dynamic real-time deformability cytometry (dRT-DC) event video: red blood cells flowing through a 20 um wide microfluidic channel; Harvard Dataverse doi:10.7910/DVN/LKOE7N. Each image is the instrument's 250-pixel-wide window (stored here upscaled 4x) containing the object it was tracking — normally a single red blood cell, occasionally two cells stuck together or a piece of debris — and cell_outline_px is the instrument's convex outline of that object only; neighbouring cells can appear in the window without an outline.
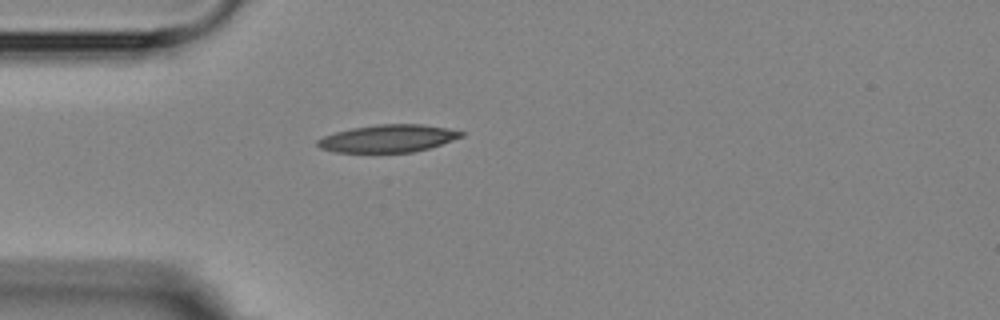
{"species": "Egyptian fruit bat (a non-hibernating species)", "species_latin": "Rousettus aegyptiacus", "temperature_condition": "room temperature", "stored_images_in_passage": 1, "camera_frame_rate_fps": 3000, "um_per_image_px": 0.085, "animal": {"sex": "female"}, "frame": {"image": 1, "passage_image": 1, "time_ms": 0.0, "image_size_px": [1000, 320], "cell_outline_px": [[464, 136], [428, 148], [412, 152], [332, 152], [320, 148], [316, 144], [316, 140], [324, 136], [336, 132], [352, 128], [376, 124], [420, 124], [448, 128], [464, 132]], "centroid_in_image_um": [32.96, 11.76], "position_along_channel_um": 52.0, "area_um2": 22.95}}